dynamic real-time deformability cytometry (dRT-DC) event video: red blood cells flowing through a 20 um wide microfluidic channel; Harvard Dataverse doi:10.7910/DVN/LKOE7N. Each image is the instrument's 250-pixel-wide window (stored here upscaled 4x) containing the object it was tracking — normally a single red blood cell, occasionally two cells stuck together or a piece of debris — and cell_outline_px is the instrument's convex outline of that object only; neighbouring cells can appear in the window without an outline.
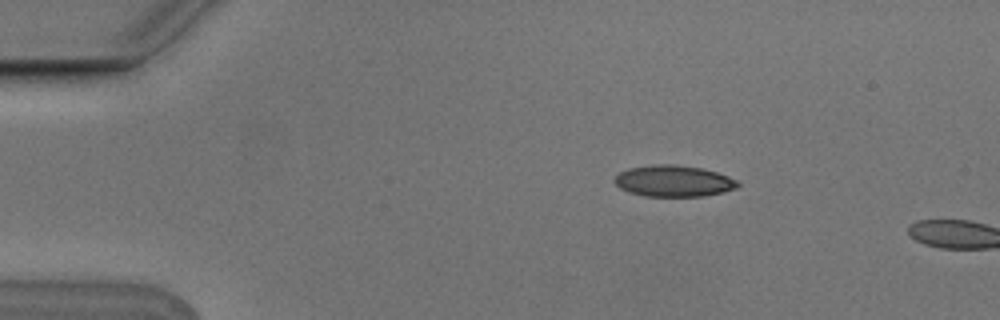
{"species": "Egyptian fruit bat (a non-hibernating species)", "species_latin": "Rousettus aegyptiacus", "temperature_condition": "cold", "stored_images_in_passage": 4, "camera_frame_rate_fps": 3000, "um_per_image_px": 0.085, "animal": {"sex": "male"}, "frame": {"image": 1, "passage_image": 2, "time_ms": 0.333, "image_size_px": [1000, 320], "cell_outline_px": [[740, 184], [736, 188], [724, 192], [704, 196], [644, 196], [628, 192], [620, 188], [612, 180], [620, 172], [628, 168], [656, 164], [672, 164], [704, 168], [740, 180]], "centroid_in_image_um": [57.27, 15.38], "position_along_channel_um": 27.7, "area_um2": 22.72}}